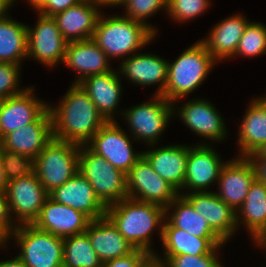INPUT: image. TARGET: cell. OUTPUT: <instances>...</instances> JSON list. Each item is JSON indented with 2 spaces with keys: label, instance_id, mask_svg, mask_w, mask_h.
I'll list each match as a JSON object with an SVG mask.
<instances>
[{
  "label": "cell",
  "instance_id": "obj_1",
  "mask_svg": "<svg viewBox=\"0 0 266 267\" xmlns=\"http://www.w3.org/2000/svg\"><path fill=\"white\" fill-rule=\"evenodd\" d=\"M48 108L53 137L79 146H85L107 122L79 84L72 83L59 105Z\"/></svg>",
  "mask_w": 266,
  "mask_h": 267
},
{
  "label": "cell",
  "instance_id": "obj_2",
  "mask_svg": "<svg viewBox=\"0 0 266 267\" xmlns=\"http://www.w3.org/2000/svg\"><path fill=\"white\" fill-rule=\"evenodd\" d=\"M106 216L135 249L145 250L152 256L156 254L151 248V237L157 229L162 240L163 206L126 198L107 206Z\"/></svg>",
  "mask_w": 266,
  "mask_h": 267
},
{
  "label": "cell",
  "instance_id": "obj_3",
  "mask_svg": "<svg viewBox=\"0 0 266 267\" xmlns=\"http://www.w3.org/2000/svg\"><path fill=\"white\" fill-rule=\"evenodd\" d=\"M107 17L100 14L92 40L111 60L133 55L156 36L147 25L126 16Z\"/></svg>",
  "mask_w": 266,
  "mask_h": 267
},
{
  "label": "cell",
  "instance_id": "obj_4",
  "mask_svg": "<svg viewBox=\"0 0 266 267\" xmlns=\"http://www.w3.org/2000/svg\"><path fill=\"white\" fill-rule=\"evenodd\" d=\"M217 61L199 40L186 49L174 62L168 61V75L162 94L169 102L176 103L196 90L207 78Z\"/></svg>",
  "mask_w": 266,
  "mask_h": 267
},
{
  "label": "cell",
  "instance_id": "obj_5",
  "mask_svg": "<svg viewBox=\"0 0 266 267\" xmlns=\"http://www.w3.org/2000/svg\"><path fill=\"white\" fill-rule=\"evenodd\" d=\"M80 146L52 138L34 159L33 172L50 193L78 172Z\"/></svg>",
  "mask_w": 266,
  "mask_h": 267
},
{
  "label": "cell",
  "instance_id": "obj_6",
  "mask_svg": "<svg viewBox=\"0 0 266 267\" xmlns=\"http://www.w3.org/2000/svg\"><path fill=\"white\" fill-rule=\"evenodd\" d=\"M78 172L88 180L106 207L128 198L126 174L86 146H80Z\"/></svg>",
  "mask_w": 266,
  "mask_h": 267
},
{
  "label": "cell",
  "instance_id": "obj_7",
  "mask_svg": "<svg viewBox=\"0 0 266 267\" xmlns=\"http://www.w3.org/2000/svg\"><path fill=\"white\" fill-rule=\"evenodd\" d=\"M12 236L20 246L18 257L26 267H63L64 238L33 224L18 225Z\"/></svg>",
  "mask_w": 266,
  "mask_h": 267
},
{
  "label": "cell",
  "instance_id": "obj_8",
  "mask_svg": "<svg viewBox=\"0 0 266 267\" xmlns=\"http://www.w3.org/2000/svg\"><path fill=\"white\" fill-rule=\"evenodd\" d=\"M151 98L152 101L135 105L120 113L127 121L134 140L144 141L150 147L158 142L171 117L174 116L173 103L160 95Z\"/></svg>",
  "mask_w": 266,
  "mask_h": 267
},
{
  "label": "cell",
  "instance_id": "obj_9",
  "mask_svg": "<svg viewBox=\"0 0 266 267\" xmlns=\"http://www.w3.org/2000/svg\"><path fill=\"white\" fill-rule=\"evenodd\" d=\"M128 135L116 120L107 121L85 146L127 175L143 155V151L133 150L130 139L132 137Z\"/></svg>",
  "mask_w": 266,
  "mask_h": 267
},
{
  "label": "cell",
  "instance_id": "obj_10",
  "mask_svg": "<svg viewBox=\"0 0 266 267\" xmlns=\"http://www.w3.org/2000/svg\"><path fill=\"white\" fill-rule=\"evenodd\" d=\"M128 198L154 203L166 208L179 195L166 180L154 170L142 155L126 175Z\"/></svg>",
  "mask_w": 266,
  "mask_h": 267
},
{
  "label": "cell",
  "instance_id": "obj_11",
  "mask_svg": "<svg viewBox=\"0 0 266 267\" xmlns=\"http://www.w3.org/2000/svg\"><path fill=\"white\" fill-rule=\"evenodd\" d=\"M6 197L12 219L18 225L33 224L49 193L39 181L37 175L31 174L8 182ZM12 214L15 218H13Z\"/></svg>",
  "mask_w": 266,
  "mask_h": 267
},
{
  "label": "cell",
  "instance_id": "obj_12",
  "mask_svg": "<svg viewBox=\"0 0 266 267\" xmlns=\"http://www.w3.org/2000/svg\"><path fill=\"white\" fill-rule=\"evenodd\" d=\"M37 16L34 28L27 25V57L40 61L46 67H54L63 63L68 42L52 16Z\"/></svg>",
  "mask_w": 266,
  "mask_h": 267
},
{
  "label": "cell",
  "instance_id": "obj_13",
  "mask_svg": "<svg viewBox=\"0 0 266 267\" xmlns=\"http://www.w3.org/2000/svg\"><path fill=\"white\" fill-rule=\"evenodd\" d=\"M226 161H222L221 156L206 143L189 146L184 187L179 194H184V190L193 192H208L209 186L219 179L222 167Z\"/></svg>",
  "mask_w": 266,
  "mask_h": 267
},
{
  "label": "cell",
  "instance_id": "obj_14",
  "mask_svg": "<svg viewBox=\"0 0 266 267\" xmlns=\"http://www.w3.org/2000/svg\"><path fill=\"white\" fill-rule=\"evenodd\" d=\"M255 179V168L248 157L232 158L221 169L216 195L237 212Z\"/></svg>",
  "mask_w": 266,
  "mask_h": 267
},
{
  "label": "cell",
  "instance_id": "obj_15",
  "mask_svg": "<svg viewBox=\"0 0 266 267\" xmlns=\"http://www.w3.org/2000/svg\"><path fill=\"white\" fill-rule=\"evenodd\" d=\"M176 112L192 132L212 143L222 142L228 136L222 116L208 100L192 99L180 107L173 104V113Z\"/></svg>",
  "mask_w": 266,
  "mask_h": 267
},
{
  "label": "cell",
  "instance_id": "obj_16",
  "mask_svg": "<svg viewBox=\"0 0 266 267\" xmlns=\"http://www.w3.org/2000/svg\"><path fill=\"white\" fill-rule=\"evenodd\" d=\"M33 87L2 100L0 105V140L9 132L36 121L49 104L34 95Z\"/></svg>",
  "mask_w": 266,
  "mask_h": 267
},
{
  "label": "cell",
  "instance_id": "obj_17",
  "mask_svg": "<svg viewBox=\"0 0 266 267\" xmlns=\"http://www.w3.org/2000/svg\"><path fill=\"white\" fill-rule=\"evenodd\" d=\"M91 221L84 213L48 197L33 225L40 230L65 238L85 232Z\"/></svg>",
  "mask_w": 266,
  "mask_h": 267
},
{
  "label": "cell",
  "instance_id": "obj_18",
  "mask_svg": "<svg viewBox=\"0 0 266 267\" xmlns=\"http://www.w3.org/2000/svg\"><path fill=\"white\" fill-rule=\"evenodd\" d=\"M52 138V116L48 108L36 121L6 134L0 140V144L4 149L34 160Z\"/></svg>",
  "mask_w": 266,
  "mask_h": 267
},
{
  "label": "cell",
  "instance_id": "obj_19",
  "mask_svg": "<svg viewBox=\"0 0 266 267\" xmlns=\"http://www.w3.org/2000/svg\"><path fill=\"white\" fill-rule=\"evenodd\" d=\"M49 197L57 203L84 213L91 220L106 216L107 207L99 200L91 184L80 172L51 191Z\"/></svg>",
  "mask_w": 266,
  "mask_h": 267
},
{
  "label": "cell",
  "instance_id": "obj_20",
  "mask_svg": "<svg viewBox=\"0 0 266 267\" xmlns=\"http://www.w3.org/2000/svg\"><path fill=\"white\" fill-rule=\"evenodd\" d=\"M183 195L194 210L206 219L208 225L225 241L236 232V212L221 200L215 192H193Z\"/></svg>",
  "mask_w": 266,
  "mask_h": 267
},
{
  "label": "cell",
  "instance_id": "obj_21",
  "mask_svg": "<svg viewBox=\"0 0 266 267\" xmlns=\"http://www.w3.org/2000/svg\"><path fill=\"white\" fill-rule=\"evenodd\" d=\"M119 74L126 76L130 82L140 86L157 85L155 95H160L165 91L168 61L151 53H135L132 56L123 58L120 63Z\"/></svg>",
  "mask_w": 266,
  "mask_h": 267
},
{
  "label": "cell",
  "instance_id": "obj_22",
  "mask_svg": "<svg viewBox=\"0 0 266 267\" xmlns=\"http://www.w3.org/2000/svg\"><path fill=\"white\" fill-rule=\"evenodd\" d=\"M63 63L79 73L74 84L88 76L113 70L110 59L92 39L68 42Z\"/></svg>",
  "mask_w": 266,
  "mask_h": 267
},
{
  "label": "cell",
  "instance_id": "obj_23",
  "mask_svg": "<svg viewBox=\"0 0 266 267\" xmlns=\"http://www.w3.org/2000/svg\"><path fill=\"white\" fill-rule=\"evenodd\" d=\"M100 5L80 2L52 16L67 42L92 39L101 14Z\"/></svg>",
  "mask_w": 266,
  "mask_h": 267
},
{
  "label": "cell",
  "instance_id": "obj_24",
  "mask_svg": "<svg viewBox=\"0 0 266 267\" xmlns=\"http://www.w3.org/2000/svg\"><path fill=\"white\" fill-rule=\"evenodd\" d=\"M119 72L115 70L91 75L78 83L94 102L98 112L106 121H115V113L122 95Z\"/></svg>",
  "mask_w": 266,
  "mask_h": 267
},
{
  "label": "cell",
  "instance_id": "obj_25",
  "mask_svg": "<svg viewBox=\"0 0 266 267\" xmlns=\"http://www.w3.org/2000/svg\"><path fill=\"white\" fill-rule=\"evenodd\" d=\"M188 145H167L143 152L153 170L178 192L184 187Z\"/></svg>",
  "mask_w": 266,
  "mask_h": 267
},
{
  "label": "cell",
  "instance_id": "obj_26",
  "mask_svg": "<svg viewBox=\"0 0 266 267\" xmlns=\"http://www.w3.org/2000/svg\"><path fill=\"white\" fill-rule=\"evenodd\" d=\"M85 232L102 263L126 256L135 250L107 216L92 220Z\"/></svg>",
  "mask_w": 266,
  "mask_h": 267
},
{
  "label": "cell",
  "instance_id": "obj_27",
  "mask_svg": "<svg viewBox=\"0 0 266 267\" xmlns=\"http://www.w3.org/2000/svg\"><path fill=\"white\" fill-rule=\"evenodd\" d=\"M240 14H233L212 27L209 35L201 41L209 54L218 62L235 56L245 27L250 21Z\"/></svg>",
  "mask_w": 266,
  "mask_h": 267
},
{
  "label": "cell",
  "instance_id": "obj_28",
  "mask_svg": "<svg viewBox=\"0 0 266 267\" xmlns=\"http://www.w3.org/2000/svg\"><path fill=\"white\" fill-rule=\"evenodd\" d=\"M236 224L238 228L239 224L245 226L255 245L259 246L266 239V185L257 179L236 212Z\"/></svg>",
  "mask_w": 266,
  "mask_h": 267
},
{
  "label": "cell",
  "instance_id": "obj_29",
  "mask_svg": "<svg viewBox=\"0 0 266 267\" xmlns=\"http://www.w3.org/2000/svg\"><path fill=\"white\" fill-rule=\"evenodd\" d=\"M238 157H249L266 143V99L258 97L250 101L239 126Z\"/></svg>",
  "mask_w": 266,
  "mask_h": 267
},
{
  "label": "cell",
  "instance_id": "obj_30",
  "mask_svg": "<svg viewBox=\"0 0 266 267\" xmlns=\"http://www.w3.org/2000/svg\"><path fill=\"white\" fill-rule=\"evenodd\" d=\"M162 246L164 256L206 255L216 247L225 245L222 238H200L185 230L172 226L166 219L162 228Z\"/></svg>",
  "mask_w": 266,
  "mask_h": 267
},
{
  "label": "cell",
  "instance_id": "obj_31",
  "mask_svg": "<svg viewBox=\"0 0 266 267\" xmlns=\"http://www.w3.org/2000/svg\"><path fill=\"white\" fill-rule=\"evenodd\" d=\"M174 209L172 213L169 211ZM165 219L176 228L185 230L200 238H221L209 225L205 218L194 210L191 203L183 196L178 195L165 208Z\"/></svg>",
  "mask_w": 266,
  "mask_h": 267
},
{
  "label": "cell",
  "instance_id": "obj_32",
  "mask_svg": "<svg viewBox=\"0 0 266 267\" xmlns=\"http://www.w3.org/2000/svg\"><path fill=\"white\" fill-rule=\"evenodd\" d=\"M27 25L11 17L0 18V62L20 65L27 57Z\"/></svg>",
  "mask_w": 266,
  "mask_h": 267
},
{
  "label": "cell",
  "instance_id": "obj_33",
  "mask_svg": "<svg viewBox=\"0 0 266 267\" xmlns=\"http://www.w3.org/2000/svg\"><path fill=\"white\" fill-rule=\"evenodd\" d=\"M86 232L64 238L63 267H102Z\"/></svg>",
  "mask_w": 266,
  "mask_h": 267
},
{
  "label": "cell",
  "instance_id": "obj_34",
  "mask_svg": "<svg viewBox=\"0 0 266 267\" xmlns=\"http://www.w3.org/2000/svg\"><path fill=\"white\" fill-rule=\"evenodd\" d=\"M266 53V25L249 22L237 46L235 56L255 57Z\"/></svg>",
  "mask_w": 266,
  "mask_h": 267
},
{
  "label": "cell",
  "instance_id": "obj_35",
  "mask_svg": "<svg viewBox=\"0 0 266 267\" xmlns=\"http://www.w3.org/2000/svg\"><path fill=\"white\" fill-rule=\"evenodd\" d=\"M120 5L125 7L124 16L147 25L155 34L157 29L146 20L161 9L167 11V0H123Z\"/></svg>",
  "mask_w": 266,
  "mask_h": 267
},
{
  "label": "cell",
  "instance_id": "obj_36",
  "mask_svg": "<svg viewBox=\"0 0 266 267\" xmlns=\"http://www.w3.org/2000/svg\"><path fill=\"white\" fill-rule=\"evenodd\" d=\"M222 246L216 247L210 254L206 255H179L158 257L157 254L153 259L159 262L163 267H224L218 260L217 252ZM217 251V252H216Z\"/></svg>",
  "mask_w": 266,
  "mask_h": 267
},
{
  "label": "cell",
  "instance_id": "obj_37",
  "mask_svg": "<svg viewBox=\"0 0 266 267\" xmlns=\"http://www.w3.org/2000/svg\"><path fill=\"white\" fill-rule=\"evenodd\" d=\"M210 0H167V14L174 22H187L202 15Z\"/></svg>",
  "mask_w": 266,
  "mask_h": 267
},
{
  "label": "cell",
  "instance_id": "obj_38",
  "mask_svg": "<svg viewBox=\"0 0 266 267\" xmlns=\"http://www.w3.org/2000/svg\"><path fill=\"white\" fill-rule=\"evenodd\" d=\"M3 169L7 182L25 177L33 172L34 160L26 155L2 147Z\"/></svg>",
  "mask_w": 266,
  "mask_h": 267
},
{
  "label": "cell",
  "instance_id": "obj_39",
  "mask_svg": "<svg viewBox=\"0 0 266 267\" xmlns=\"http://www.w3.org/2000/svg\"><path fill=\"white\" fill-rule=\"evenodd\" d=\"M20 65L0 62V98L22 93L26 88H18L20 84Z\"/></svg>",
  "mask_w": 266,
  "mask_h": 267
},
{
  "label": "cell",
  "instance_id": "obj_40",
  "mask_svg": "<svg viewBox=\"0 0 266 267\" xmlns=\"http://www.w3.org/2000/svg\"><path fill=\"white\" fill-rule=\"evenodd\" d=\"M16 227L17 223L11 217L6 194H0V247H6Z\"/></svg>",
  "mask_w": 266,
  "mask_h": 267
},
{
  "label": "cell",
  "instance_id": "obj_41",
  "mask_svg": "<svg viewBox=\"0 0 266 267\" xmlns=\"http://www.w3.org/2000/svg\"><path fill=\"white\" fill-rule=\"evenodd\" d=\"M152 259L147 251L135 249L126 256L104 262L102 267H145Z\"/></svg>",
  "mask_w": 266,
  "mask_h": 267
},
{
  "label": "cell",
  "instance_id": "obj_42",
  "mask_svg": "<svg viewBox=\"0 0 266 267\" xmlns=\"http://www.w3.org/2000/svg\"><path fill=\"white\" fill-rule=\"evenodd\" d=\"M81 0H40L33 9L38 14L44 16H54L56 13L64 11L79 4Z\"/></svg>",
  "mask_w": 266,
  "mask_h": 267
},
{
  "label": "cell",
  "instance_id": "obj_43",
  "mask_svg": "<svg viewBox=\"0 0 266 267\" xmlns=\"http://www.w3.org/2000/svg\"><path fill=\"white\" fill-rule=\"evenodd\" d=\"M248 158L254 165L256 179L266 185V156L250 155Z\"/></svg>",
  "mask_w": 266,
  "mask_h": 267
},
{
  "label": "cell",
  "instance_id": "obj_44",
  "mask_svg": "<svg viewBox=\"0 0 266 267\" xmlns=\"http://www.w3.org/2000/svg\"><path fill=\"white\" fill-rule=\"evenodd\" d=\"M2 146L0 144V194H6L8 182L6 181L3 169Z\"/></svg>",
  "mask_w": 266,
  "mask_h": 267
},
{
  "label": "cell",
  "instance_id": "obj_45",
  "mask_svg": "<svg viewBox=\"0 0 266 267\" xmlns=\"http://www.w3.org/2000/svg\"><path fill=\"white\" fill-rule=\"evenodd\" d=\"M0 267H26V266L21 261V259L18 256H16L13 259L0 261Z\"/></svg>",
  "mask_w": 266,
  "mask_h": 267
},
{
  "label": "cell",
  "instance_id": "obj_46",
  "mask_svg": "<svg viewBox=\"0 0 266 267\" xmlns=\"http://www.w3.org/2000/svg\"><path fill=\"white\" fill-rule=\"evenodd\" d=\"M15 1L16 0H0V18L8 15V9L10 10V7Z\"/></svg>",
  "mask_w": 266,
  "mask_h": 267
},
{
  "label": "cell",
  "instance_id": "obj_47",
  "mask_svg": "<svg viewBox=\"0 0 266 267\" xmlns=\"http://www.w3.org/2000/svg\"><path fill=\"white\" fill-rule=\"evenodd\" d=\"M123 0H105V6H119Z\"/></svg>",
  "mask_w": 266,
  "mask_h": 267
},
{
  "label": "cell",
  "instance_id": "obj_48",
  "mask_svg": "<svg viewBox=\"0 0 266 267\" xmlns=\"http://www.w3.org/2000/svg\"><path fill=\"white\" fill-rule=\"evenodd\" d=\"M81 1L95 3L101 5V7L105 6V0H81Z\"/></svg>",
  "mask_w": 266,
  "mask_h": 267
},
{
  "label": "cell",
  "instance_id": "obj_49",
  "mask_svg": "<svg viewBox=\"0 0 266 267\" xmlns=\"http://www.w3.org/2000/svg\"><path fill=\"white\" fill-rule=\"evenodd\" d=\"M251 155H265L266 156V143L260 148L259 151L254 152Z\"/></svg>",
  "mask_w": 266,
  "mask_h": 267
},
{
  "label": "cell",
  "instance_id": "obj_50",
  "mask_svg": "<svg viewBox=\"0 0 266 267\" xmlns=\"http://www.w3.org/2000/svg\"><path fill=\"white\" fill-rule=\"evenodd\" d=\"M145 267H163L159 262L152 259Z\"/></svg>",
  "mask_w": 266,
  "mask_h": 267
},
{
  "label": "cell",
  "instance_id": "obj_51",
  "mask_svg": "<svg viewBox=\"0 0 266 267\" xmlns=\"http://www.w3.org/2000/svg\"><path fill=\"white\" fill-rule=\"evenodd\" d=\"M31 6H35L40 0H27Z\"/></svg>",
  "mask_w": 266,
  "mask_h": 267
},
{
  "label": "cell",
  "instance_id": "obj_52",
  "mask_svg": "<svg viewBox=\"0 0 266 267\" xmlns=\"http://www.w3.org/2000/svg\"><path fill=\"white\" fill-rule=\"evenodd\" d=\"M260 246L263 248H265L266 249V239L260 244Z\"/></svg>",
  "mask_w": 266,
  "mask_h": 267
}]
</instances>
